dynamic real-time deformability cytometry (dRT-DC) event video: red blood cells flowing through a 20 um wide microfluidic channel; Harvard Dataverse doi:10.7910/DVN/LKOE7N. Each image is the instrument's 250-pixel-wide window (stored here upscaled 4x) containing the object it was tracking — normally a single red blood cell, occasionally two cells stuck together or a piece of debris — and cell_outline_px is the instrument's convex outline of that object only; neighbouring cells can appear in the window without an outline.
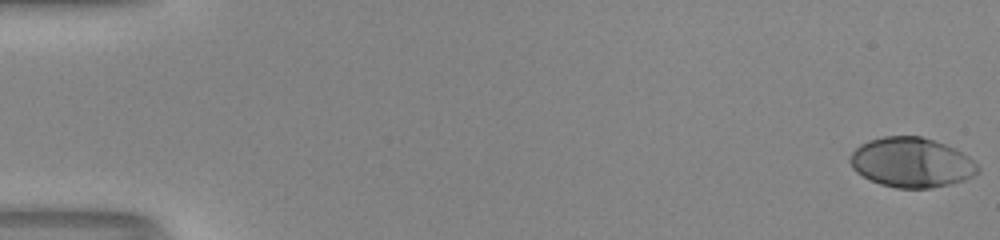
{"species": "human", "species_latin": "Homo sapiens", "temperature_condition": "room temperature", "stored_images_in_passage": 52, "camera_frame_rate_fps": 3000, "um_per_image_px": 0.085, "donor": {"sex": "male"}, "frame": {"image": 1, "passage_image": 1, "time_ms": 0.0, "image_size_px": [1000, 240], "cell_outline_px": [[980, 172], [964, 180], [932, 188], [896, 188], [880, 184], [856, 172], [852, 168], [848, 160], [852, 152], [860, 144], [868, 140], [884, 136], [920, 136], [956, 148], [968, 156], [980, 168]], "centroid_in_image_um": [77.47, 13.81], "position_along_channel_um": 7.5, "area_um2": 37.05}}
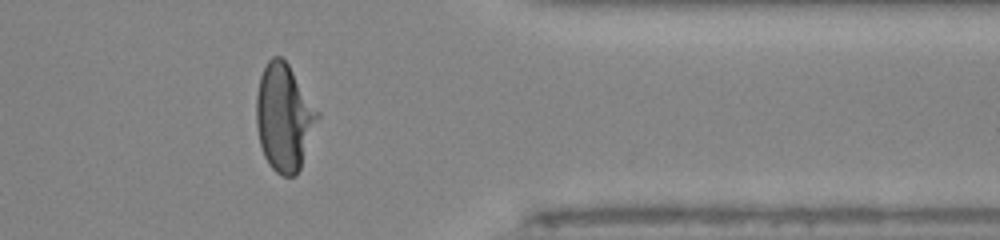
{"frame": {"image": 2, "passage_image": 43, "time_ms": 14.0, "image_size_px": [1000, 240], "cell_outline_px": [[320, 116], [300, 168], [296, 176], [284, 176], [276, 172], [268, 164], [264, 156], [260, 144], [256, 124], [256, 96], [260, 76], [268, 60], [272, 56], [280, 56], [288, 64], [320, 112]], "centroid_in_image_um": [24.15, 9.98], "position_along_channel_um": 387.3, "area_um2": 38.21}}
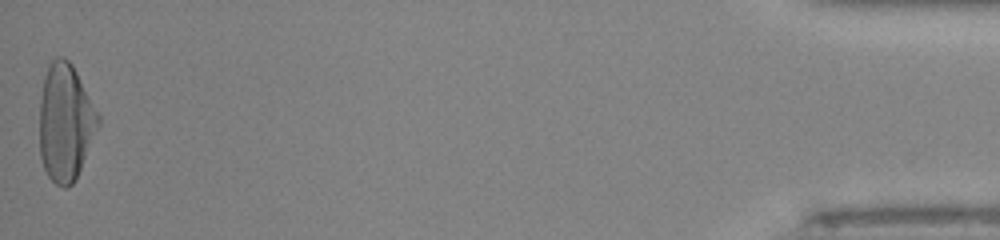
{"frame": {"image": 3, "passage_image": 52, "time_ms": 17.0, "image_size_px": [1000, 240], "cell_outline_px": [[100, 124], [80, 168], [72, 184], [68, 188], [64, 188], [56, 184], [48, 176], [44, 168], [40, 156], [40, 96], [44, 76], [48, 64], [56, 56], [64, 56], [72, 64], [100, 116]], "centroid_in_image_um": [5.55, 10.38], "position_along_channel_um": 429.7, "area_um2": 40.0}, "authors_computed_cell_mechanics": {"area_um2": 36.1828, "velocity_mm_per_s": 4.1267, "shape_relaxation_time_tau1_ms": 3.7323, "shape_relaxation_time_tau2_ms": null, "deformation_change_tau1": 0.2276, "deformation_change_tau2": null}}